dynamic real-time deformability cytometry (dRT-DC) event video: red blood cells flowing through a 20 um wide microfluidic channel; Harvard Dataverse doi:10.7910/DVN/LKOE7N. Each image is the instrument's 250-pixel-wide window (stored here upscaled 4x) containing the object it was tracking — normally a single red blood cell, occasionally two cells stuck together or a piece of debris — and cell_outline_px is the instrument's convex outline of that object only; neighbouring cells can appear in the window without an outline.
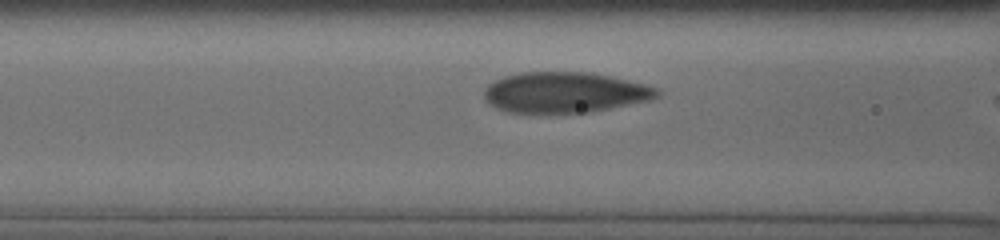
{"species": "human", "species_latin": "Homo sapiens", "temperature_condition": "cold", "stored_images_in_passage": 23, "camera_frame_rate_fps": 3000, "um_per_image_px": 0.085, "donor": {"sex": "male"}, "frame": {"image": 1, "passage_image": 14, "time_ms": 3.667, "image_size_px": [1000, 240], "cell_outline_px": [[660, 96], [648, 100], [584, 112], [508, 112], [496, 108], [484, 96], [484, 92], [488, 84], [504, 76], [520, 72], [592, 72], [644, 84], [656, 88], [660, 92]], "centroid_in_image_um": [47.98, 7.83], "position_along_channel_um": 118.6, "area_um2": 40.23}}
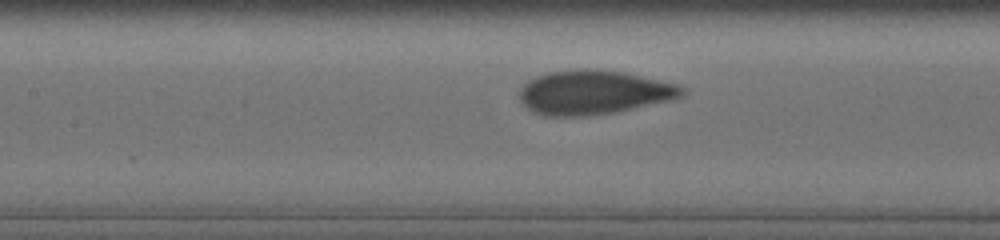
{"frame": {"image": 2, "passage_image": 17, "time_ms": 4.667, "image_size_px": [1000, 240], "cell_outline_px": [[684, 92], [680, 96], [672, 100], [616, 112], [588, 116], [544, 116], [528, 108], [520, 100], [520, 92], [524, 84], [528, 80], [536, 76], [548, 72], [584, 68], [596, 68], [624, 72], [680, 84], [684, 88]], "centroid_in_image_um": [50.49, 7.84], "position_along_channel_um": 156.9, "area_um2": 42.02}}
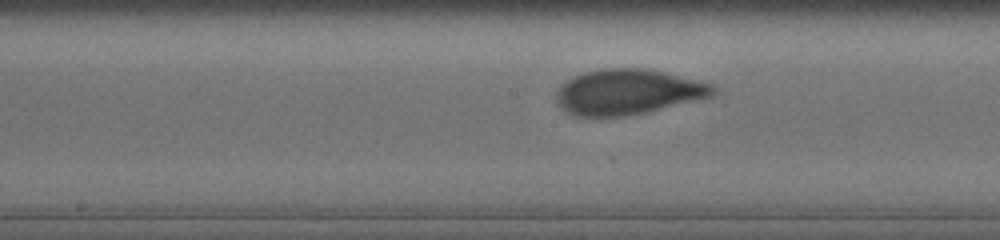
{"frame": {"image": 3, "passage_image": 20, "time_ms": 5.667, "image_size_px": [1000, 240], "cell_outline_px": [[720, 88], [712, 96], [644, 112], [624, 116], [576, 116], [560, 108], [556, 100], [556, 92], [568, 80], [584, 72], [600, 68], [644, 68], [716, 84]], "centroid_in_image_um": [53.39, 7.8], "position_along_channel_um": 194.8, "area_um2": 41.1}}